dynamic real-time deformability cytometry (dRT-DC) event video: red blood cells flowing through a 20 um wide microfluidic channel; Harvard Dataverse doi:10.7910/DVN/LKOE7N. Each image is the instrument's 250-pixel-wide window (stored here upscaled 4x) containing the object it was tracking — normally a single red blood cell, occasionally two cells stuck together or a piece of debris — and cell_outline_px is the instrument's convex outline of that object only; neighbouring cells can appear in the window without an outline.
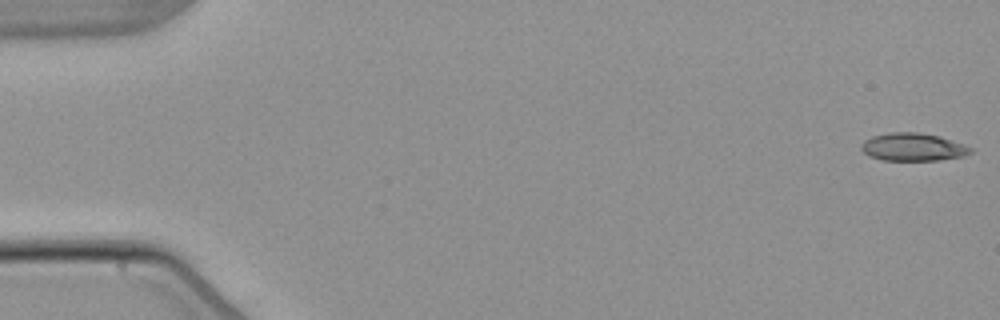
{"species": "common noctule bat (a hibernating species)", "species_latin": "Nyctalus noctula", "temperature_condition": "warm", "stored_images_in_passage": 5, "camera_frame_rate_fps": 3000, "um_per_image_px": 0.085, "animal": {"sex": "male", "body_mass_g": 21.5, "forearm_length_mm": 52.0}, "frame": {"image": 1, "passage_image": 1, "time_ms": 0.0, "image_size_px": [1000, 320], "cell_outline_px": [[972, 152], [964, 156], [936, 160], [884, 160], [868, 156], [860, 148], [860, 144], [864, 140], [872, 136], [888, 132], [916, 132], [940, 136], [964, 144], [972, 148]], "centroid_in_image_um": [77.58, 12.49], "position_along_channel_um": 7.4, "area_um2": 17.8}}
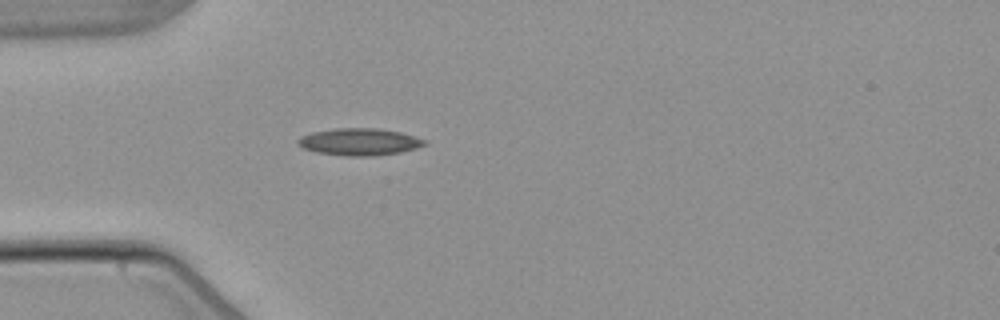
{"frame": {"image": 2, "passage_image": 5, "time_ms": 5.0, "image_size_px": [1000, 320], "cell_outline_px": [[428, 144], [416, 148], [400, 152], [372, 156], [348, 156], [316, 152], [304, 148], [296, 144], [296, 140], [300, 136], [312, 132], [336, 128], [380, 128], [400, 132], [428, 140]], "centroid_in_image_um": [30.55, 12.05], "position_along_channel_um": 54.4, "area_um2": 20.11}}